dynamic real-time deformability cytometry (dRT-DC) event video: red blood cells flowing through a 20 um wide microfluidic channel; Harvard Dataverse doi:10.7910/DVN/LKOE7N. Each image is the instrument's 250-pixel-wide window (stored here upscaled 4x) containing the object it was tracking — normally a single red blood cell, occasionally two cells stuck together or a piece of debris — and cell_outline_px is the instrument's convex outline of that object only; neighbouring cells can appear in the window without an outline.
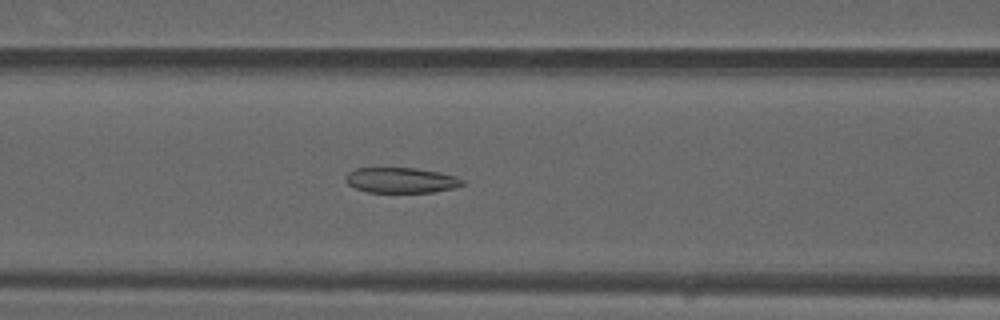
{"species": "common noctule bat (a hibernating species)", "species_latin": "Nyctalus noctula", "temperature_condition": "warm", "stored_images_in_passage": 50, "camera_frame_rate_fps": 3000, "um_per_image_px": 0.085, "animal": {"sex": "male", "forearm_length_mm": 52.5}, "frame": {"image": 1, "passage_image": 21, "time_ms": 6.667, "image_size_px": [1000, 320], "cell_outline_px": [[464, 184], [456, 188], [432, 192], [368, 192], [356, 188], [348, 184], [344, 180], [348, 172], [356, 168], [416, 168], [440, 172], [456, 176], [464, 180]], "centroid_in_image_um": [34.11, 15.32], "position_along_channel_um": 132.5, "area_um2": 17.34}}
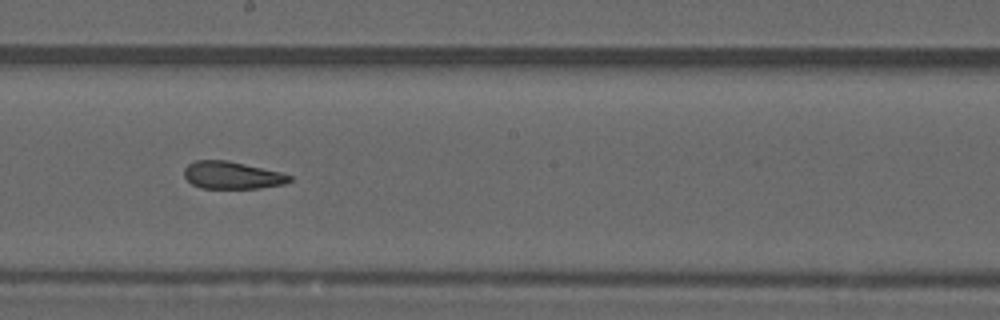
{"frame": {"image": 2, "passage_image": 28, "time_ms": 9.0, "image_size_px": [1000, 320], "cell_outline_px": [[292, 180], [284, 184], [260, 188], [200, 188], [192, 184], [184, 176], [184, 168], [188, 164], [196, 160], [228, 160], [280, 172], [292, 176]], "centroid_in_image_um": [19.71, 14.89], "position_along_channel_um": 228.5, "area_um2": 16.82}}
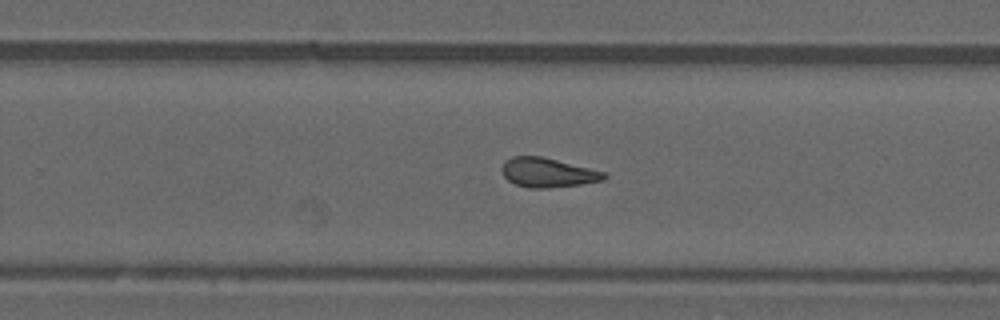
{"frame": {"image": 3, "passage_image": 32, "time_ms": 10.333, "image_size_px": [1000, 320], "cell_outline_px": [[608, 176], [604, 180], [580, 184], [548, 188], [528, 188], [516, 184], [508, 180], [504, 176], [500, 168], [504, 160], [512, 156], [540, 156], [604, 172]], "centroid_in_image_um": [46.5, 14.67], "position_along_channel_um": 283.3, "area_um2": 17.34}, "authors_computed_cell_mechanics": {"area_um2": 18.0047, "velocity_mm_per_s": 4.1194, "shape_relaxation_time_tau1_ms": null, "shape_relaxation_time_tau2_ms": 2.3443, "deformation_change_tau1": null, "deformation_change_tau2": 0.1064}}